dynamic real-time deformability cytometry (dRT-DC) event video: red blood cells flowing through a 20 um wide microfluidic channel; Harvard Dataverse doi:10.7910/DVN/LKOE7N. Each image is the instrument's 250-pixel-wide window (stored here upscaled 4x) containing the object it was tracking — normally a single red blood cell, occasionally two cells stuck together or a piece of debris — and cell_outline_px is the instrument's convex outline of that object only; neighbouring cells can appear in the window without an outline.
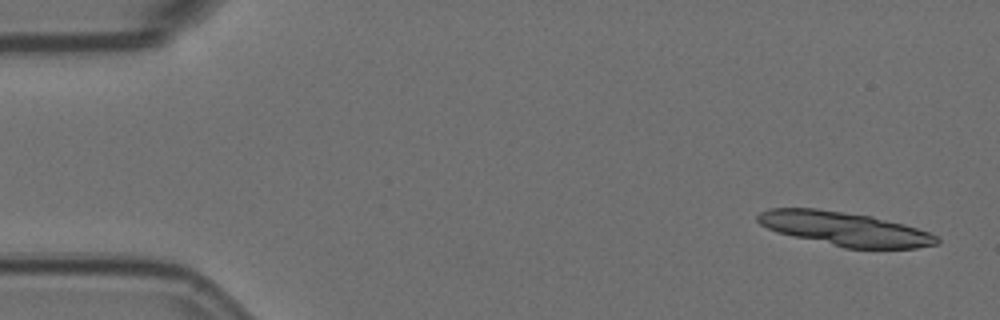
{"species": "Egyptian fruit bat (a non-hibernating species)", "species_latin": "Rousettus aegyptiacus", "temperature_condition": "room temperature", "stored_images_in_passage": 5, "camera_frame_rate_fps": 3000, "um_per_image_px": 0.085, "animal": {"sex": "female"}, "frame": {"image": 1, "passage_image": 1, "time_ms": 0.0, "image_size_px": [1000, 320], "cell_outline_px": [[940, 244], [916, 248], [844, 248], [792, 236], [776, 232], [760, 224], [756, 220], [756, 216], [760, 212], [768, 208], [816, 208], [872, 216], [904, 224], [928, 232], [936, 236], [940, 240]], "centroid_in_image_um": [71.78, 19.45], "position_along_channel_um": 13.2, "area_um2": 35.37}}